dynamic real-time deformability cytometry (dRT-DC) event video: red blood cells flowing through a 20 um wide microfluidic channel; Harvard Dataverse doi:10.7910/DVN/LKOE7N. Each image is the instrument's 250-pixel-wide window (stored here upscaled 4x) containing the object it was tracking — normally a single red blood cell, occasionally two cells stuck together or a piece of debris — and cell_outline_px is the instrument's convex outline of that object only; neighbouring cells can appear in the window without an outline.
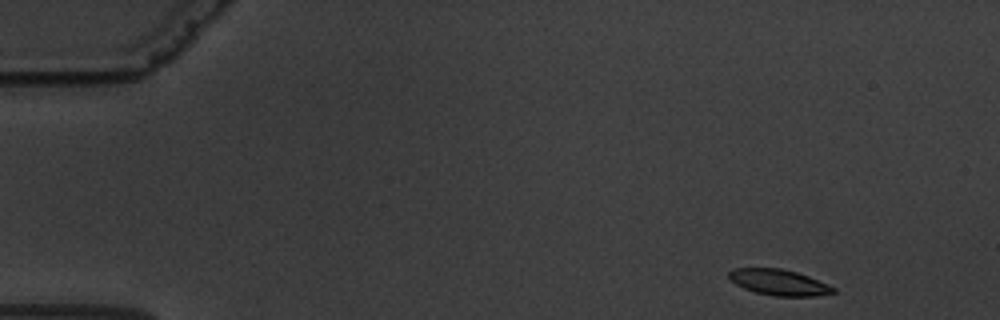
{"species": "common noctule bat (a hibernating species)", "species_latin": "Nyctalus noctula", "temperature_condition": "warm", "stored_images_in_passage": 55, "camera_frame_rate_fps": 3000, "um_per_image_px": 0.085, "animal": {"sex": "male", "body_mass_g": 19.5, "forearm_length_mm": 54.6}, "frame": {"image": 1, "passage_image": 1, "time_ms": 0.0, "image_size_px": [1000, 320], "cell_outline_px": [[836, 292], [816, 296], [772, 296], [756, 292], [744, 288], [736, 284], [728, 276], [728, 272], [732, 268], [780, 268], [796, 272], [808, 276], [828, 284], [836, 288]], "centroid_in_image_um": [66.22, 24.0], "position_along_channel_um": 18.8, "area_um2": 15.72}}
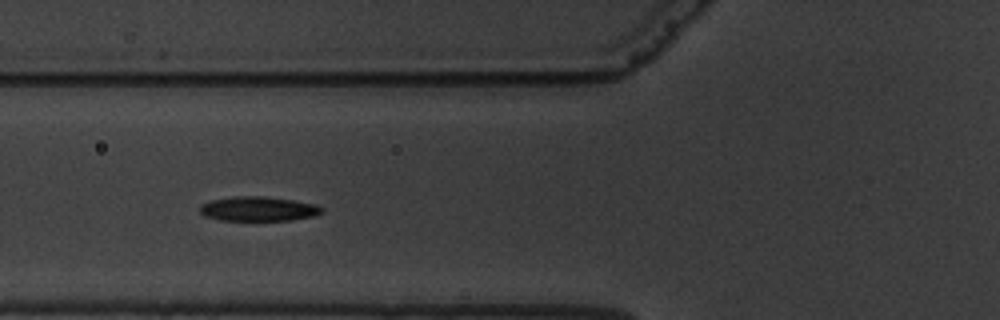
{"frame": {"image": 2, "passage_image": 18, "time_ms": 5.667, "image_size_px": [1000, 320], "cell_outline_px": [[324, 212], [312, 216], [288, 220], [220, 220], [204, 216], [200, 212], [200, 204], [212, 200], [236, 196], [264, 196], [292, 200], [316, 204], [324, 208]], "centroid_in_image_um": [21.95, 17.75], "position_along_channel_um": 103.8, "area_um2": 17.34}}
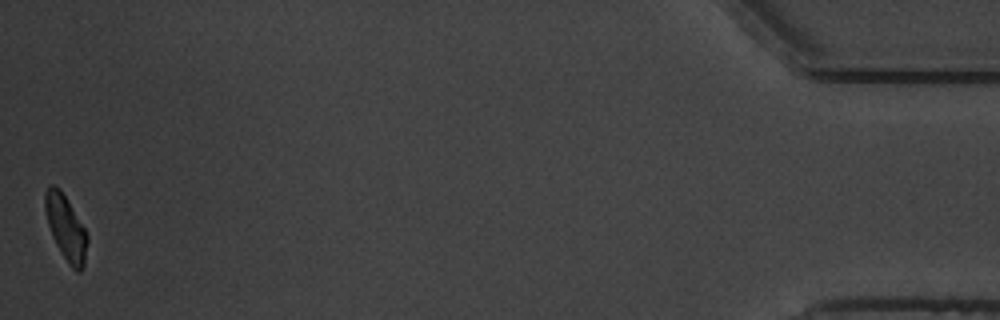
{"frame": {"image": 3, "passage_image": 55, "time_ms": 18.0, "image_size_px": [1000, 320], "cell_outline_px": [[88, 240], [84, 264], [80, 272], [76, 272], [72, 268], [60, 252], [52, 236], [48, 224], [44, 208], [44, 192], [52, 184], [60, 188], [84, 228], [88, 236]], "centroid_in_image_um": [5.58, 19.37], "position_along_channel_um": 429.6, "area_um2": 15.84}, "authors_computed_cell_mechanics": {"area_um2": 16.9354, "velocity_mm_per_s": 3.3646, "shape_relaxation_time_tau1_ms": 3.9922, "shape_relaxation_time_tau2_ms": 3.6976, "deformation_change_tau1": 0.1846, "deformation_change_tau2": 0.0975}}